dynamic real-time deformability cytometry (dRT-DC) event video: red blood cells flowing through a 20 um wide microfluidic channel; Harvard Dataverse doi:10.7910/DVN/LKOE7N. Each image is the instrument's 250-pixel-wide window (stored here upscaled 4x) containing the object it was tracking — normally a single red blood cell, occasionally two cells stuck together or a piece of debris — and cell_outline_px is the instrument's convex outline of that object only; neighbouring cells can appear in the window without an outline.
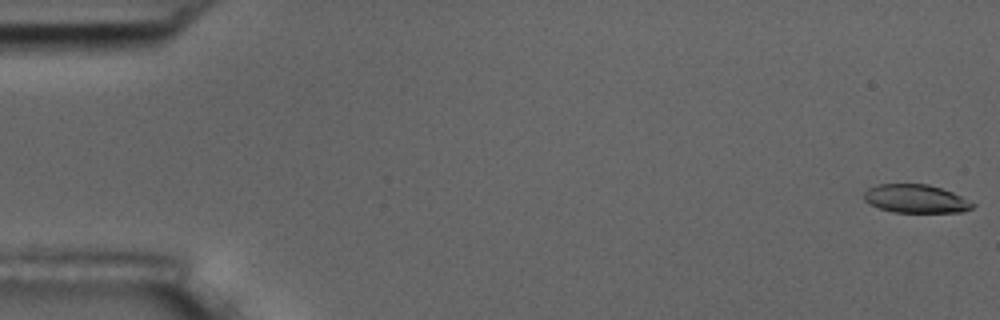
{"species": "common noctule bat (a hibernating species)", "species_latin": "Nyctalus noctula", "temperature_condition": "room temperature", "stored_images_in_passage": 57, "camera_frame_rate_fps": 3000, "um_per_image_px": 0.085, "animal": {"sex": "male", "body_mass_g": 17.5, "forearm_length_mm": 52.3}, "frame": {"image": 1, "passage_image": 1, "time_ms": 0.0, "image_size_px": [1000, 320], "cell_outline_px": [[976, 204], [972, 208], [964, 212], [892, 212], [868, 204], [864, 200], [864, 192], [868, 188], [876, 184], [928, 184], [952, 192]], "centroid_in_image_um": [77.81, 16.89], "position_along_channel_um": 7.2, "area_um2": 17.98}}
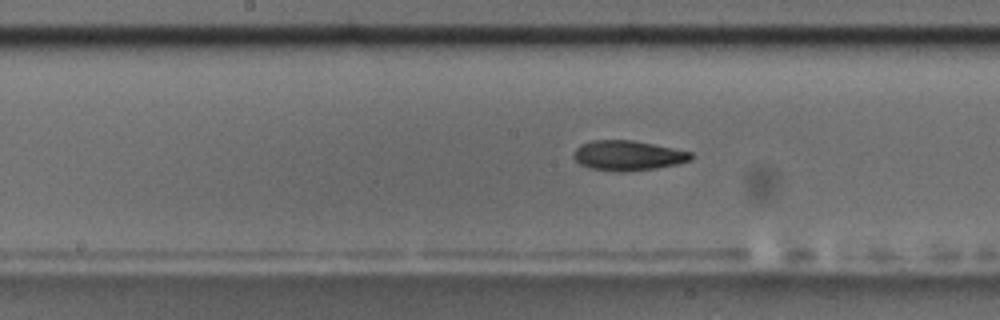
{"frame": {"image": 2, "passage_image": 29, "time_ms": 9.333, "image_size_px": [1000, 320], "cell_outline_px": [[692, 160], [676, 164], [656, 168], [628, 172], [620, 172], [588, 168], [580, 164], [572, 156], [572, 152], [580, 144], [592, 140], [632, 140], [692, 152]], "centroid_in_image_um": [53.33, 13.22], "position_along_channel_um": 194.9, "area_um2": 20.58}}
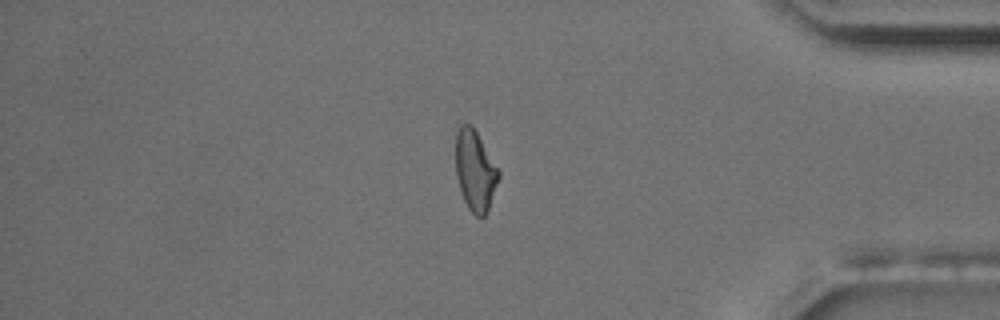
{"frame": {"image": 3, "passage_image": 48, "time_ms": 15.667, "image_size_px": [1000, 320], "cell_outline_px": [[500, 176], [488, 208], [484, 216], [476, 216], [468, 208], [464, 200], [456, 176], [456, 132], [460, 124], [472, 124], [500, 172]], "centroid_in_image_um": [40.37, 14.47], "position_along_channel_um": 394.8, "area_um2": 19.88}, "authors_computed_cell_mechanics": {"area_um2": 19.9988, "velocity_mm_per_s": 3.6017, "shape_relaxation_time_tau1_ms": 3.4636, "shape_relaxation_time_tau2_ms": 4.1051, "deformation_change_tau1": 0.1415, "deformation_change_tau2": 0.1216}}